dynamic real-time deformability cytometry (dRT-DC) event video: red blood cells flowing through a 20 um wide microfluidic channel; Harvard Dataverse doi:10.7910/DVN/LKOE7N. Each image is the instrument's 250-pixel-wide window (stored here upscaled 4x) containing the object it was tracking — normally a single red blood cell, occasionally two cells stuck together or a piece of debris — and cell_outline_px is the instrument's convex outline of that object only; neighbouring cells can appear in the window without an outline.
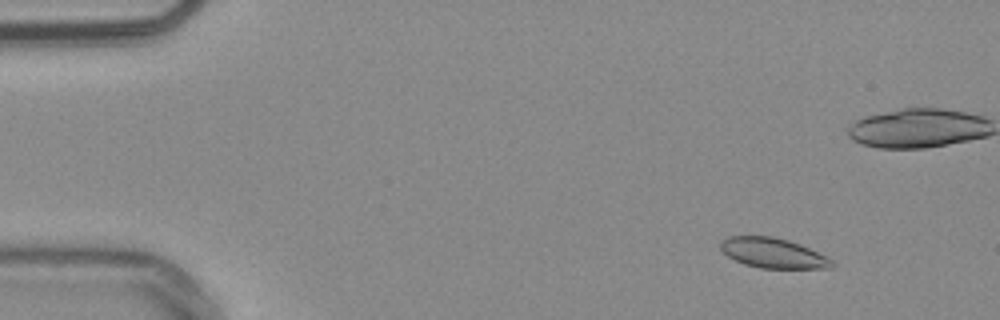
{"species": "common noctule bat (a hibernating species)", "species_latin": "Nyctalus noctula", "temperature_condition": "warm", "stored_images_in_passage": 56, "camera_frame_rate_fps": 3000, "um_per_image_px": 0.085, "animal": {"sex": "male", "body_mass_g": 20.4}, "frame": {"image": 1, "passage_image": 7, "time_ms": 2.0, "image_size_px": [1000, 320], "cell_outline_px": [[836, 264], [832, 268], [760, 268], [744, 264], [728, 256], [720, 248], [720, 240], [728, 236], [772, 236], [788, 240], [800, 244], [832, 260]], "centroid_in_image_um": [65.68, 21.5], "position_along_channel_um": 19.3, "area_um2": 19.36}}
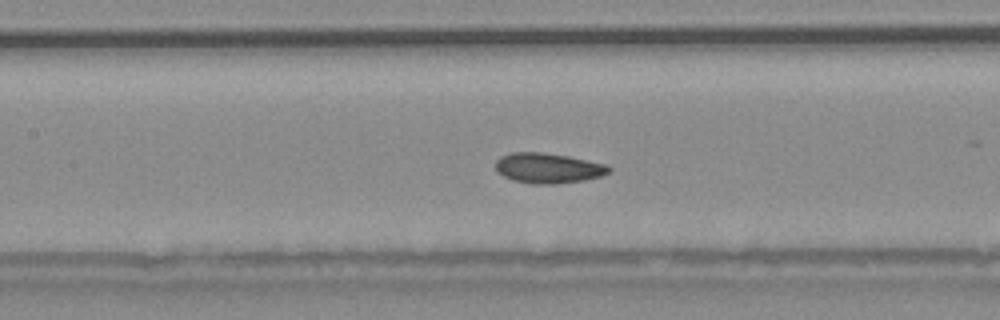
{"frame": {"image": 2, "passage_image": 26, "time_ms": 8.333, "image_size_px": [1000, 320], "cell_outline_px": [[612, 168], [608, 172], [600, 176], [584, 180], [556, 184], [532, 184], [512, 180], [496, 172], [496, 160], [500, 156], [512, 152], [540, 152], [568, 156], [608, 164]], "centroid_in_image_um": [46.57, 14.29], "position_along_channel_um": 160.8, "area_um2": 20.06}}
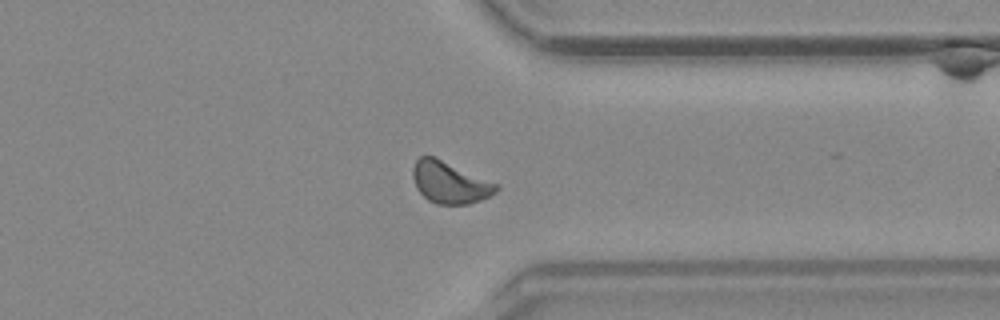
{"frame": {"image": 3, "passage_image": 43, "time_ms": 14.0, "image_size_px": [1000, 320], "cell_outline_px": [[500, 188], [496, 192], [480, 200], [468, 204], [436, 204], [428, 200], [416, 188], [412, 176], [412, 168], [416, 160], [420, 156], [436, 156], [500, 184]], "centroid_in_image_um": [38.24, 15.49], "position_along_channel_um": 373.2, "area_um2": 20.63}, "authors_computed_cell_mechanics": {"area_um2": 19.7676, "velocity_mm_per_s": 3.7802, "shape_relaxation_time_tau1_ms": null, "shape_relaxation_time_tau2_ms": 2.1522, "deformation_change_tau1": null, "deformation_change_tau2": 0.0604}}